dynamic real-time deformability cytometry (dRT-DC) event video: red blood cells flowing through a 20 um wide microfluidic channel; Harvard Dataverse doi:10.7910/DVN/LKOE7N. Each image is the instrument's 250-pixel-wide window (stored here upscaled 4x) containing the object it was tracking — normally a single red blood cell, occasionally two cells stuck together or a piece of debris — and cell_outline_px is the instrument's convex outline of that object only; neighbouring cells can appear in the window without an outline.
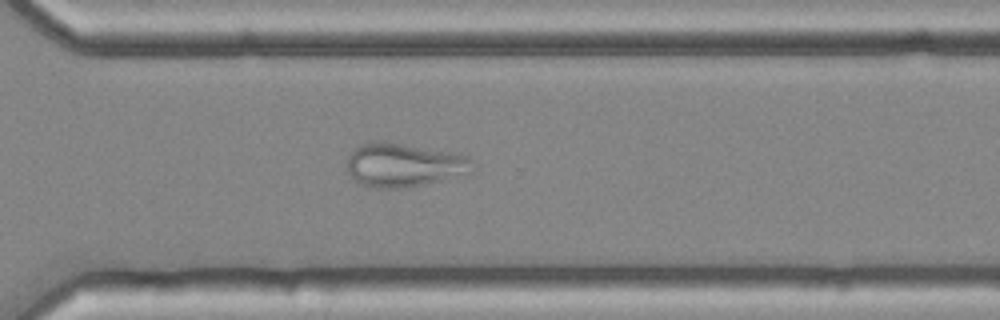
{"species": "common noctule bat (a hibernating species)", "species_latin": "Nyctalus noctula", "temperature_condition": "cold", "stored_images_in_passage": 54, "camera_frame_rate_fps": 3000, "um_per_image_px": 0.085, "animal": {"sex": "female", "body_mass_g": 25.1}, "frame": {"image": 1, "passage_image": 39, "time_ms": 12.667, "image_size_px": [1000, 320], "cell_outline_px": [[476, 168], [472, 172], [444, 180], [400, 188], [376, 188], [360, 184], [352, 180], [348, 176], [348, 156], [360, 144], [384, 140], [448, 152], [468, 156], [476, 164]], "centroid_in_image_um": [34.33, 14.03], "position_along_channel_um": 336.3, "area_um2": 32.14}}
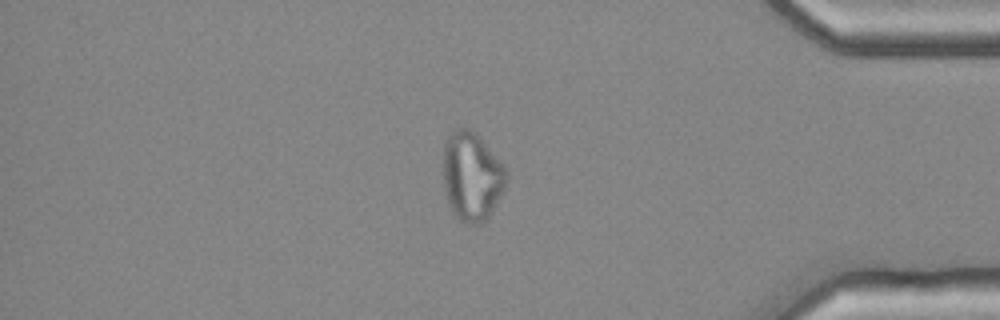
{"frame": {"image": 2, "passage_image": 46, "time_ms": 15.0, "image_size_px": [1000, 320], "cell_outline_px": [[508, 176], [504, 188], [500, 196], [488, 216], [480, 224], [468, 224], [460, 220], [452, 212], [448, 204], [444, 188], [444, 144], [448, 136], [456, 128], [468, 128], [504, 164], [508, 172]], "centroid_in_image_um": [40.09, 15.02], "position_along_channel_um": 395.1, "area_um2": 32.19}}